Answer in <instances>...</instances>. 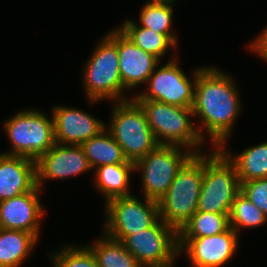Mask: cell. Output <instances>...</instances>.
<instances>
[{
  "label": "cell",
  "instance_id": "6da1fadb",
  "mask_svg": "<svg viewBox=\"0 0 267 267\" xmlns=\"http://www.w3.org/2000/svg\"><path fill=\"white\" fill-rule=\"evenodd\" d=\"M219 68L215 65L197 67L192 105L200 137L205 143L210 142L212 149L230 141L244 107L235 77Z\"/></svg>",
  "mask_w": 267,
  "mask_h": 267
},
{
  "label": "cell",
  "instance_id": "7a4b0ae2",
  "mask_svg": "<svg viewBox=\"0 0 267 267\" xmlns=\"http://www.w3.org/2000/svg\"><path fill=\"white\" fill-rule=\"evenodd\" d=\"M96 43L91 56L82 66V88L89 104L101 101L121 102L130 100L122 83L117 51V26L104 34ZM128 94V95H127Z\"/></svg>",
  "mask_w": 267,
  "mask_h": 267
},
{
  "label": "cell",
  "instance_id": "3957f363",
  "mask_svg": "<svg viewBox=\"0 0 267 267\" xmlns=\"http://www.w3.org/2000/svg\"><path fill=\"white\" fill-rule=\"evenodd\" d=\"M204 175V153L193 154L159 199L160 219L179 232L196 213Z\"/></svg>",
  "mask_w": 267,
  "mask_h": 267
},
{
  "label": "cell",
  "instance_id": "277c9868",
  "mask_svg": "<svg viewBox=\"0 0 267 267\" xmlns=\"http://www.w3.org/2000/svg\"><path fill=\"white\" fill-rule=\"evenodd\" d=\"M144 110L148 125L159 144L179 145L194 154L204 153L192 108H183L148 99H134ZM193 118V119H192Z\"/></svg>",
  "mask_w": 267,
  "mask_h": 267
},
{
  "label": "cell",
  "instance_id": "5b68a950",
  "mask_svg": "<svg viewBox=\"0 0 267 267\" xmlns=\"http://www.w3.org/2000/svg\"><path fill=\"white\" fill-rule=\"evenodd\" d=\"M15 112L3 122L11 149L1 153L37 161L56 143L52 114L48 116L34 108Z\"/></svg>",
  "mask_w": 267,
  "mask_h": 267
},
{
  "label": "cell",
  "instance_id": "8992f818",
  "mask_svg": "<svg viewBox=\"0 0 267 267\" xmlns=\"http://www.w3.org/2000/svg\"><path fill=\"white\" fill-rule=\"evenodd\" d=\"M204 152V175L197 211L229 214L241 184L233 163L218 148Z\"/></svg>",
  "mask_w": 267,
  "mask_h": 267
},
{
  "label": "cell",
  "instance_id": "52a82bcc",
  "mask_svg": "<svg viewBox=\"0 0 267 267\" xmlns=\"http://www.w3.org/2000/svg\"><path fill=\"white\" fill-rule=\"evenodd\" d=\"M111 106L110 122L106 123V129L129 161L136 162L159 145L144 110L133 98L112 102Z\"/></svg>",
  "mask_w": 267,
  "mask_h": 267
},
{
  "label": "cell",
  "instance_id": "ba28073f",
  "mask_svg": "<svg viewBox=\"0 0 267 267\" xmlns=\"http://www.w3.org/2000/svg\"><path fill=\"white\" fill-rule=\"evenodd\" d=\"M193 154L183 146L159 144L134 162V172H140L141 175L143 197L158 202L167 192L178 170Z\"/></svg>",
  "mask_w": 267,
  "mask_h": 267
},
{
  "label": "cell",
  "instance_id": "9c48e42d",
  "mask_svg": "<svg viewBox=\"0 0 267 267\" xmlns=\"http://www.w3.org/2000/svg\"><path fill=\"white\" fill-rule=\"evenodd\" d=\"M172 57L163 64L156 66L154 72L145 84V90L136 91L133 99H148L183 108H192L194 102V89L197 79V68L188 75L179 66L178 55L172 53ZM174 56V57H173ZM191 75V77H190Z\"/></svg>",
  "mask_w": 267,
  "mask_h": 267
},
{
  "label": "cell",
  "instance_id": "30bf717a",
  "mask_svg": "<svg viewBox=\"0 0 267 267\" xmlns=\"http://www.w3.org/2000/svg\"><path fill=\"white\" fill-rule=\"evenodd\" d=\"M143 198L130 195L104 204L102 231L113 239L123 241L128 235L151 227L160 218L158 203Z\"/></svg>",
  "mask_w": 267,
  "mask_h": 267
},
{
  "label": "cell",
  "instance_id": "8fae6325",
  "mask_svg": "<svg viewBox=\"0 0 267 267\" xmlns=\"http://www.w3.org/2000/svg\"><path fill=\"white\" fill-rule=\"evenodd\" d=\"M122 243L142 267H174L179 258L178 232L160 218Z\"/></svg>",
  "mask_w": 267,
  "mask_h": 267
},
{
  "label": "cell",
  "instance_id": "7c38bea8",
  "mask_svg": "<svg viewBox=\"0 0 267 267\" xmlns=\"http://www.w3.org/2000/svg\"><path fill=\"white\" fill-rule=\"evenodd\" d=\"M240 236L229 227L225 232L206 237H178L179 255L191 267H224L237 254Z\"/></svg>",
  "mask_w": 267,
  "mask_h": 267
},
{
  "label": "cell",
  "instance_id": "4fadbf2b",
  "mask_svg": "<svg viewBox=\"0 0 267 267\" xmlns=\"http://www.w3.org/2000/svg\"><path fill=\"white\" fill-rule=\"evenodd\" d=\"M93 171L81 146L55 143L36 161L37 186L43 191L45 182L65 180Z\"/></svg>",
  "mask_w": 267,
  "mask_h": 267
},
{
  "label": "cell",
  "instance_id": "5bb4252c",
  "mask_svg": "<svg viewBox=\"0 0 267 267\" xmlns=\"http://www.w3.org/2000/svg\"><path fill=\"white\" fill-rule=\"evenodd\" d=\"M54 135L57 144L80 146L106 129V122L92 114L66 105H53Z\"/></svg>",
  "mask_w": 267,
  "mask_h": 267
},
{
  "label": "cell",
  "instance_id": "9a60e30c",
  "mask_svg": "<svg viewBox=\"0 0 267 267\" xmlns=\"http://www.w3.org/2000/svg\"><path fill=\"white\" fill-rule=\"evenodd\" d=\"M38 186L32 191L0 202V228L13 229L41 236L42 219L47 210L40 199Z\"/></svg>",
  "mask_w": 267,
  "mask_h": 267
},
{
  "label": "cell",
  "instance_id": "2e32d148",
  "mask_svg": "<svg viewBox=\"0 0 267 267\" xmlns=\"http://www.w3.org/2000/svg\"><path fill=\"white\" fill-rule=\"evenodd\" d=\"M119 71L123 86L130 92L145 85L156 66L161 62L153 54L137 47L117 27Z\"/></svg>",
  "mask_w": 267,
  "mask_h": 267
},
{
  "label": "cell",
  "instance_id": "e0dca14e",
  "mask_svg": "<svg viewBox=\"0 0 267 267\" xmlns=\"http://www.w3.org/2000/svg\"><path fill=\"white\" fill-rule=\"evenodd\" d=\"M37 186L36 161L0 153V202Z\"/></svg>",
  "mask_w": 267,
  "mask_h": 267
},
{
  "label": "cell",
  "instance_id": "ac0fdd59",
  "mask_svg": "<svg viewBox=\"0 0 267 267\" xmlns=\"http://www.w3.org/2000/svg\"><path fill=\"white\" fill-rule=\"evenodd\" d=\"M94 170V188L108 201L133 195L131 192V176L134 172V163H117L99 166Z\"/></svg>",
  "mask_w": 267,
  "mask_h": 267
},
{
  "label": "cell",
  "instance_id": "d6986e66",
  "mask_svg": "<svg viewBox=\"0 0 267 267\" xmlns=\"http://www.w3.org/2000/svg\"><path fill=\"white\" fill-rule=\"evenodd\" d=\"M219 149L235 166L240 182L267 178V140L244 148L238 154L230 151L226 145Z\"/></svg>",
  "mask_w": 267,
  "mask_h": 267
},
{
  "label": "cell",
  "instance_id": "ffe728a7",
  "mask_svg": "<svg viewBox=\"0 0 267 267\" xmlns=\"http://www.w3.org/2000/svg\"><path fill=\"white\" fill-rule=\"evenodd\" d=\"M39 239L32 233L0 228V267H22Z\"/></svg>",
  "mask_w": 267,
  "mask_h": 267
},
{
  "label": "cell",
  "instance_id": "44dd1931",
  "mask_svg": "<svg viewBox=\"0 0 267 267\" xmlns=\"http://www.w3.org/2000/svg\"><path fill=\"white\" fill-rule=\"evenodd\" d=\"M118 28L140 49L153 54L160 61L170 51L179 48L166 34L154 32L148 28L140 27L135 19H125ZM162 59V60H161Z\"/></svg>",
  "mask_w": 267,
  "mask_h": 267
},
{
  "label": "cell",
  "instance_id": "7402d4cb",
  "mask_svg": "<svg viewBox=\"0 0 267 267\" xmlns=\"http://www.w3.org/2000/svg\"><path fill=\"white\" fill-rule=\"evenodd\" d=\"M93 169L117 163H134L129 161L111 133L104 129L99 135L90 138L80 145Z\"/></svg>",
  "mask_w": 267,
  "mask_h": 267
},
{
  "label": "cell",
  "instance_id": "603a6c76",
  "mask_svg": "<svg viewBox=\"0 0 267 267\" xmlns=\"http://www.w3.org/2000/svg\"><path fill=\"white\" fill-rule=\"evenodd\" d=\"M101 233L100 238L85 243L95 256L98 267H142L122 241L111 238L103 231Z\"/></svg>",
  "mask_w": 267,
  "mask_h": 267
},
{
  "label": "cell",
  "instance_id": "cb8c5ba5",
  "mask_svg": "<svg viewBox=\"0 0 267 267\" xmlns=\"http://www.w3.org/2000/svg\"><path fill=\"white\" fill-rule=\"evenodd\" d=\"M175 6L169 4H155L145 2L140 10L138 26L148 28L154 32L166 34L177 46L179 45L177 33L173 28V15ZM140 23V24H139Z\"/></svg>",
  "mask_w": 267,
  "mask_h": 267
},
{
  "label": "cell",
  "instance_id": "d4e9b609",
  "mask_svg": "<svg viewBox=\"0 0 267 267\" xmlns=\"http://www.w3.org/2000/svg\"><path fill=\"white\" fill-rule=\"evenodd\" d=\"M230 227L240 236L243 229L266 226L267 217L241 191L236 195L229 213Z\"/></svg>",
  "mask_w": 267,
  "mask_h": 267
},
{
  "label": "cell",
  "instance_id": "484cf974",
  "mask_svg": "<svg viewBox=\"0 0 267 267\" xmlns=\"http://www.w3.org/2000/svg\"><path fill=\"white\" fill-rule=\"evenodd\" d=\"M229 227V214L196 211L178 232V237L213 236L225 232Z\"/></svg>",
  "mask_w": 267,
  "mask_h": 267
},
{
  "label": "cell",
  "instance_id": "4316f807",
  "mask_svg": "<svg viewBox=\"0 0 267 267\" xmlns=\"http://www.w3.org/2000/svg\"><path fill=\"white\" fill-rule=\"evenodd\" d=\"M60 247L48 254L52 267H98L95 256L86 245L64 243Z\"/></svg>",
  "mask_w": 267,
  "mask_h": 267
},
{
  "label": "cell",
  "instance_id": "83f0119b",
  "mask_svg": "<svg viewBox=\"0 0 267 267\" xmlns=\"http://www.w3.org/2000/svg\"><path fill=\"white\" fill-rule=\"evenodd\" d=\"M241 192L267 217V178L240 182Z\"/></svg>",
  "mask_w": 267,
  "mask_h": 267
},
{
  "label": "cell",
  "instance_id": "f1b7e54d",
  "mask_svg": "<svg viewBox=\"0 0 267 267\" xmlns=\"http://www.w3.org/2000/svg\"><path fill=\"white\" fill-rule=\"evenodd\" d=\"M248 51L254 53L255 55L261 58L260 60H264L267 63V25L263 29V31L256 36L255 39L250 41L247 44Z\"/></svg>",
  "mask_w": 267,
  "mask_h": 267
},
{
  "label": "cell",
  "instance_id": "f546056e",
  "mask_svg": "<svg viewBox=\"0 0 267 267\" xmlns=\"http://www.w3.org/2000/svg\"><path fill=\"white\" fill-rule=\"evenodd\" d=\"M147 1L155 3V4H169V5H173V6H175L176 3L178 2L177 0H147Z\"/></svg>",
  "mask_w": 267,
  "mask_h": 267
}]
</instances>
